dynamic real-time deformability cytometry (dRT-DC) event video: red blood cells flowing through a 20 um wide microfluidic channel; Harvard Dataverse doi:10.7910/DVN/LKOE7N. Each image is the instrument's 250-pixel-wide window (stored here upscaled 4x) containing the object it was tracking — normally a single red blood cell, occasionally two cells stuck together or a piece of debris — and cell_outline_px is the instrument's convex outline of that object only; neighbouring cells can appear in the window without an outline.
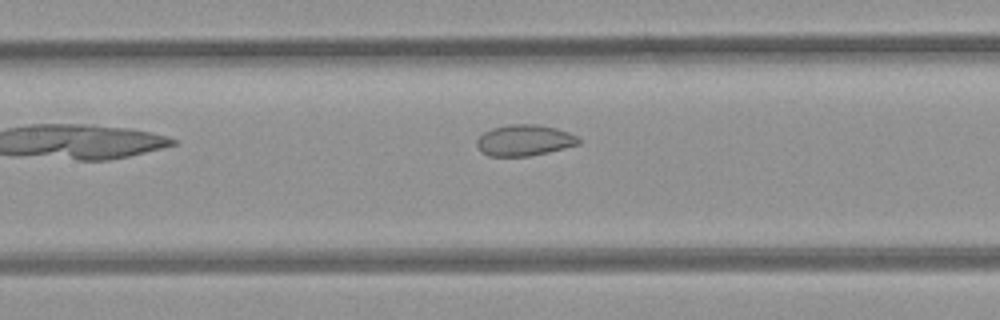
{"species": "common noctule bat (a hibernating species)", "species_latin": "Nyctalus noctula", "temperature_condition": "room temperature", "stored_images_in_passage": 8, "camera_frame_rate_fps": 3000, "um_per_image_px": 0.085, "animal": {"sex": "female", "body_mass_g": 21.9}, "frame": {"image": 1, "passage_image": 8, "time_ms": 2.333, "image_size_px": [1000, 320], "cell_outline_px": [[580, 144], [548, 152], [528, 156], [488, 156], [476, 144], [476, 140], [484, 132], [492, 128], [508, 124], [536, 124], [556, 128], [568, 132], [576, 136], [580, 140]], "centroid_in_image_um": [44.58, 11.92], "position_along_channel_um": 162.8, "area_um2": 18.32}}